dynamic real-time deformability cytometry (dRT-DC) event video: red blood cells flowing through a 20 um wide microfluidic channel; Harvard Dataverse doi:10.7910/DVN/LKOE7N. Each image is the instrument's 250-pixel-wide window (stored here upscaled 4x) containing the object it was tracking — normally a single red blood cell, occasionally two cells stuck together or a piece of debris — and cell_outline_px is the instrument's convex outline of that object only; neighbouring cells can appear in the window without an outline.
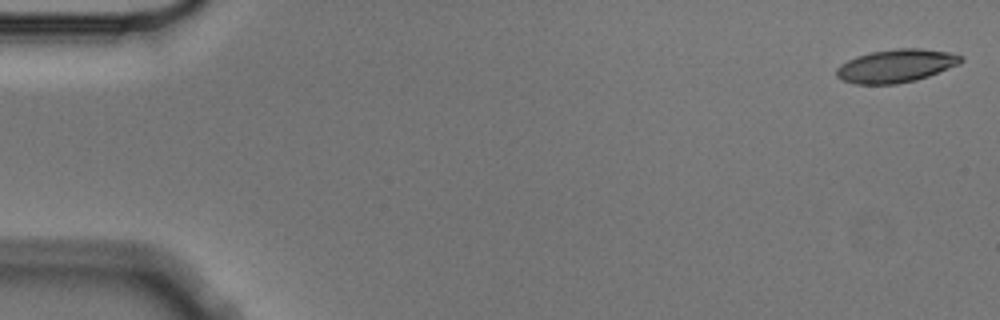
{"species": "Egyptian fruit bat (a non-hibernating species)", "species_latin": "Rousettus aegyptiacus", "temperature_condition": "cold", "stored_images_in_passage": 5, "camera_frame_rate_fps": 3000, "um_per_image_px": 0.085, "animal": {"sex": "male"}, "frame": {"image": 1, "passage_image": 1, "time_ms": 0.0, "image_size_px": [1000, 320], "cell_outline_px": [[964, 60], [960, 64], [928, 76], [916, 80], [896, 84], [856, 84], [840, 80], [836, 76], [836, 68], [840, 64], [856, 56], [872, 52], [896, 48], [920, 48], [948, 52], [964, 56]], "centroid_in_image_um": [76.16, 5.6], "position_along_channel_um": 8.8, "area_um2": 24.16}}
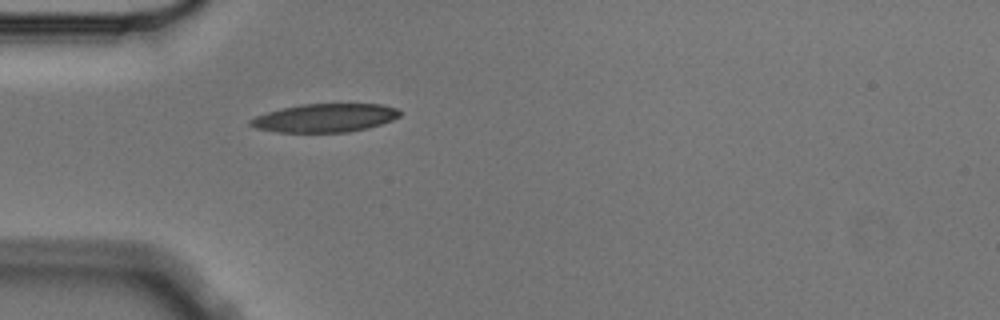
{"frame": {"image": 2, "passage_image": 5, "time_ms": 1.333, "image_size_px": [1000, 320], "cell_outline_px": [[400, 116], [392, 120], [368, 128], [348, 132], [276, 132], [256, 128], [248, 124], [248, 120], [256, 116], [280, 108], [300, 104], [380, 104], [396, 108], [400, 112]], "centroid_in_image_um": [27.59, 10.02], "position_along_channel_um": 57.4, "area_um2": 24.74}}